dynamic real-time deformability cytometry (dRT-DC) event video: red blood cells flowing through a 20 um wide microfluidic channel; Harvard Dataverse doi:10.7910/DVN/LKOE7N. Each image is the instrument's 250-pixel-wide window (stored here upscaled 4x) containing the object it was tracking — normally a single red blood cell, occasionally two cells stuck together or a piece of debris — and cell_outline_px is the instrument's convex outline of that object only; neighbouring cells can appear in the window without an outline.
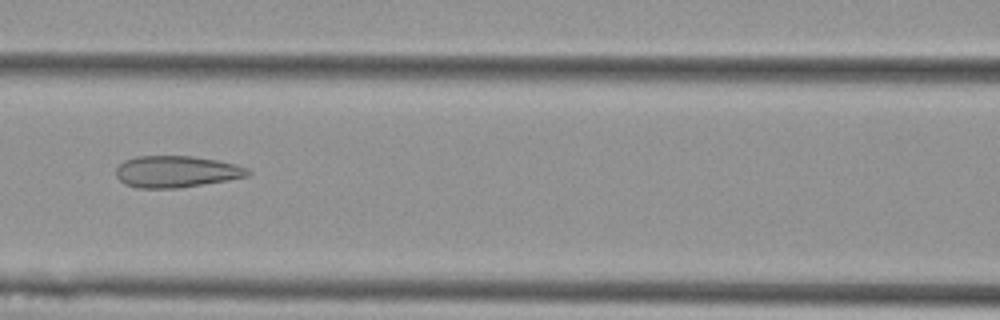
{"species": "Egyptian fruit bat (a non-hibernating species)", "species_latin": "Rousettus aegyptiacus", "temperature_condition": "cold", "stored_images_in_passage": 4, "camera_frame_rate_fps": 3000, "um_per_image_px": 0.085, "animal": {"sex": "female"}, "frame": {"image": 1, "passage_image": 3, "time_ms": 0.667, "image_size_px": [1000, 320], "cell_outline_px": [[252, 172], [248, 176], [228, 180], [180, 188], [136, 188], [124, 184], [116, 176], [116, 168], [124, 160], [136, 156], [192, 156], [216, 160], [236, 164], [248, 168]], "centroid_in_image_um": [14.98, 14.59], "position_along_channel_um": 151.6, "area_um2": 24.45}}
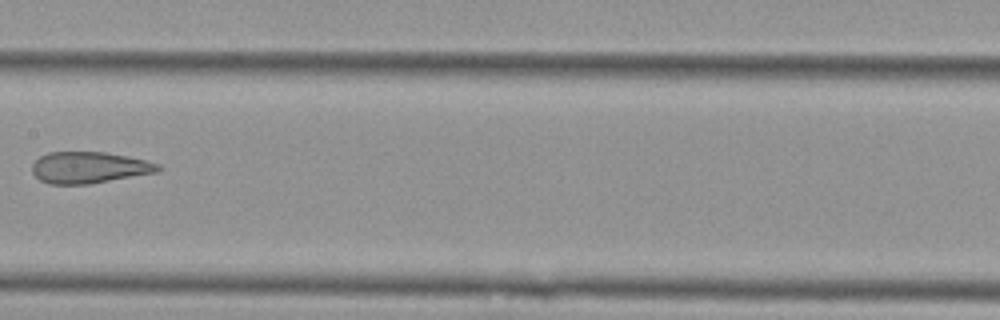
{"frame": {"image": 2, "passage_image": 4, "time_ms": 1.0, "image_size_px": [1000, 320], "cell_outline_px": [[164, 168], [156, 172], [88, 184], [48, 184], [40, 180], [32, 172], [32, 164], [40, 156], [48, 152], [104, 152], [128, 156], [148, 160], [160, 164]], "centroid_in_image_um": [7.59, 14.23], "position_along_channel_um": 199.8, "area_um2": 23.12}}